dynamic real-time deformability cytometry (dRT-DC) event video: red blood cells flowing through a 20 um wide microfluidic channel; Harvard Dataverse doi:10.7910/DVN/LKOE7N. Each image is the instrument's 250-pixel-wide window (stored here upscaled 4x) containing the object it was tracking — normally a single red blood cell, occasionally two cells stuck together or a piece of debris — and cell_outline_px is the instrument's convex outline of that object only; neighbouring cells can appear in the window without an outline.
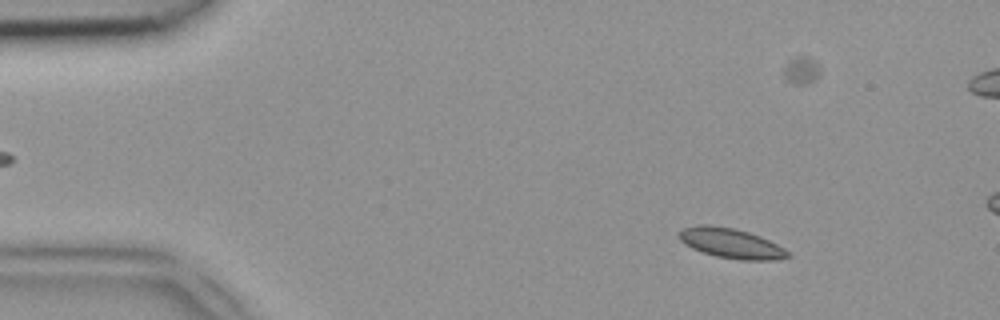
{"species": "common noctule bat (a hibernating species)", "species_latin": "Nyctalus noctula", "temperature_condition": "room temperature", "stored_images_in_passage": 14, "camera_frame_rate_fps": 3000, "um_per_image_px": 0.085, "animal": {"sex": "female", "body_mass_g": 18.4}, "frame": {"image": 1, "passage_image": 7, "time_ms": 2.0, "image_size_px": [1000, 320], "cell_outline_px": [[792, 256], [776, 260], [740, 260], [716, 256], [692, 248], [684, 244], [680, 240], [680, 232], [684, 228], [696, 224], [708, 224], [736, 228], [760, 236], [784, 248]], "centroid_in_image_um": [62.15, 20.67], "position_along_channel_um": 22.9, "area_um2": 18.96}}